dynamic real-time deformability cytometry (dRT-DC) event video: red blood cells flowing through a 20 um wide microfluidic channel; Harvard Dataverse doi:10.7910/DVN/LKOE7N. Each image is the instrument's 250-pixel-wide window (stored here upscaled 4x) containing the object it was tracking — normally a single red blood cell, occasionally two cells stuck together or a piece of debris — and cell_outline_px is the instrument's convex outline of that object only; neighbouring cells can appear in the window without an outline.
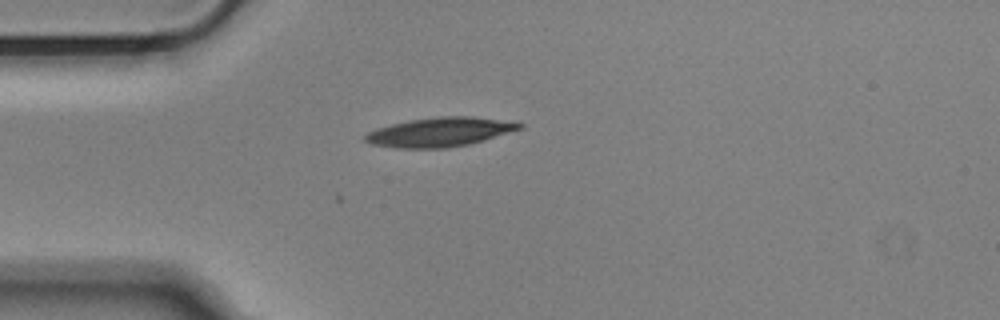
{"species": "Egyptian fruit bat (a non-hibernating species)", "species_latin": "Rousettus aegyptiacus", "temperature_condition": "cold", "stored_images_in_passage": 2, "camera_frame_rate_fps": 3000, "um_per_image_px": 0.085, "animal": {"sex": "male"}, "frame": {"image": 1, "passage_image": 2, "time_ms": 0.333, "image_size_px": [1000, 320], "cell_outline_px": [[524, 128], [484, 140], [468, 144], [448, 148], [396, 148], [372, 144], [364, 140], [364, 136], [368, 132], [376, 128], [392, 124], [412, 120], [436, 116], [472, 116], [516, 120], [524, 124]], "centroid_in_image_um": [37.48, 11.21], "position_along_channel_um": 47.5, "area_um2": 26.59}}